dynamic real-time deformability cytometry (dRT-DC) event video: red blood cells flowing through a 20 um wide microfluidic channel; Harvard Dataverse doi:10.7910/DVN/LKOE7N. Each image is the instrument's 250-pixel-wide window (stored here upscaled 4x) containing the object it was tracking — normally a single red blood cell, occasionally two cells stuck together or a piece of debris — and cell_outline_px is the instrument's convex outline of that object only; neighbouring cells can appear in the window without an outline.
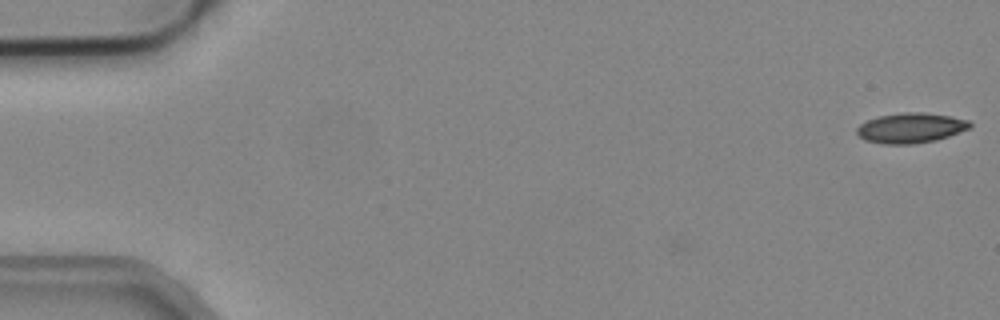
{"species": "common noctule bat (a hibernating species)", "species_latin": "Nyctalus noctula", "temperature_condition": "cold", "stored_images_in_passage": 13, "camera_frame_rate_fps": 3000, "um_per_image_px": 0.085, "animal": {"sex": "male", "body_mass_g": 19.2, "forearm_length_mm": 51.8}, "frame": {"image": 1, "passage_image": 1, "time_ms": 0.0, "image_size_px": [1000, 320], "cell_outline_px": [[972, 124], [968, 128], [948, 136], [932, 140], [912, 144], [884, 144], [864, 140], [856, 132], [856, 128], [860, 124], [868, 120], [880, 116], [908, 112], [920, 112], [948, 116], [968, 120]], "centroid_in_image_um": [77.37, 10.88], "position_along_channel_um": 7.6, "area_um2": 19.36}}